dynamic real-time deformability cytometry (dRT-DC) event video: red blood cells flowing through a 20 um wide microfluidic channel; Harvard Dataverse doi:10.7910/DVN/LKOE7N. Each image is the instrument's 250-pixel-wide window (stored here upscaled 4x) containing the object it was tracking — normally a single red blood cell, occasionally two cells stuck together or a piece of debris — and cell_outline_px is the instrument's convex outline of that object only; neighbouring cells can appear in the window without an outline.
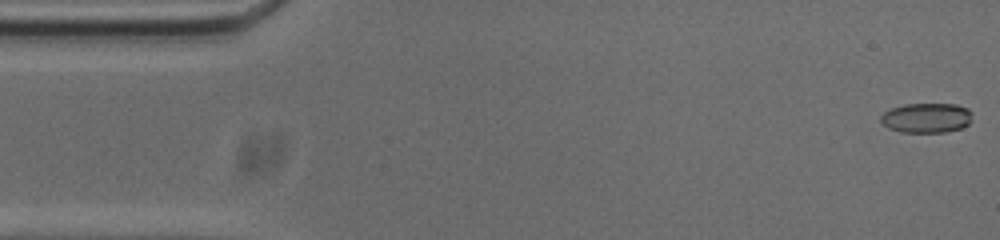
{"species": "common noctule bat (a hibernating species)", "species_latin": "Nyctalus noctula", "temperature_condition": "cold", "stored_images_in_passage": 12, "camera_frame_rate_fps": 3000, "um_per_image_px": 0.085, "animal": {"sex": "male", "body_mass_g": 20.0, "forearm_length_mm": 53.3}, "frame": {"image": 1, "passage_image": 1, "time_ms": 0.0, "image_size_px": [1000, 240], "cell_outline_px": [[972, 120], [968, 124], [960, 128], [944, 132], [900, 132], [888, 128], [880, 120], [880, 116], [884, 112], [892, 108], [904, 104], [956, 104], [968, 108], [972, 112]], "centroid_in_image_um": [78.76, 10.01], "position_along_channel_um": 6.2, "area_um2": 15.95}}